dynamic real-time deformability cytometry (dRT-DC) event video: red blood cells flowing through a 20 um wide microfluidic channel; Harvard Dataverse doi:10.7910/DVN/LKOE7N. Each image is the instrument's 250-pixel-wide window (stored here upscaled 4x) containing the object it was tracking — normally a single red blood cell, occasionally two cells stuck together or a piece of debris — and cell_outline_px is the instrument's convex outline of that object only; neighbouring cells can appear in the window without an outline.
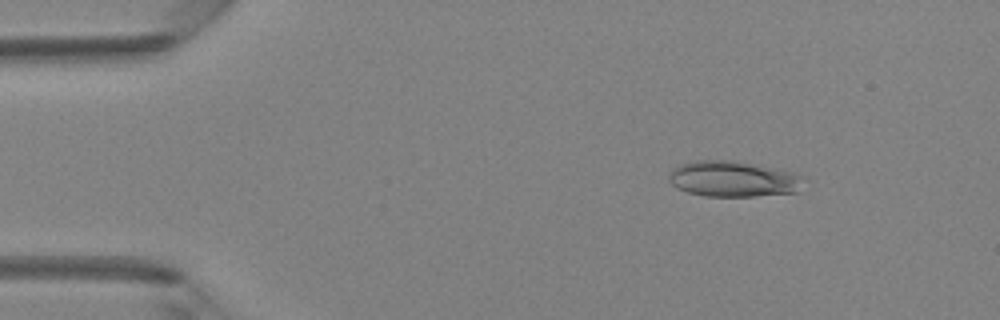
{"species": "Egyptian fruit bat (a non-hibernating species)", "species_latin": "Rousettus aegyptiacus", "temperature_condition": "room temperature", "stored_images_in_passage": 43, "camera_frame_rate_fps": 3000, "um_per_image_px": 0.085, "animal": {"sex": "female"}, "frame": {"image": 1, "passage_image": 2, "time_ms": 0.333, "image_size_px": [1000, 320], "cell_outline_px": [[804, 176], [800, 192], [756, 196], [704, 196], [688, 192], [676, 188], [668, 180], [668, 176], [672, 168], [680, 164], [696, 160], [732, 160], [756, 164], [792, 172]], "centroid_in_image_um": [62.32, 15.21], "position_along_channel_um": 22.7, "area_um2": 28.38}}
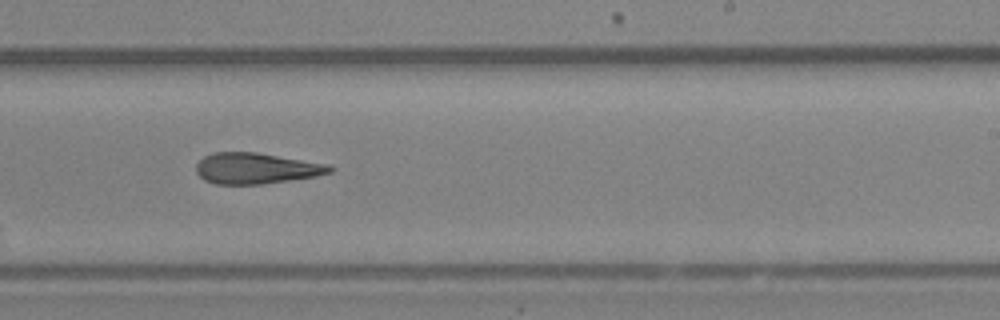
{"frame": {"image": 2, "passage_image": 25, "time_ms": 8.0, "image_size_px": [1000, 320], "cell_outline_px": [[336, 168], [332, 172], [316, 176], [260, 184], [216, 184], [204, 180], [196, 172], [196, 164], [204, 156], [212, 152], [256, 152], [328, 164]], "centroid_in_image_um": [21.76, 14.3], "position_along_channel_um": 267.2, "area_um2": 24.04}}
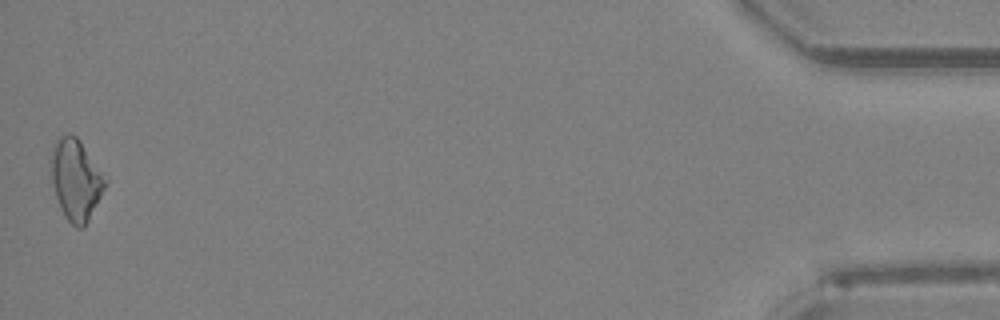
{"frame": {"image": 3, "passage_image": 43, "time_ms": 14.0, "image_size_px": [1000, 320], "cell_outline_px": [[108, 180], [84, 228], [76, 228], [64, 216], [60, 208], [52, 184], [48, 160], [56, 140], [60, 136], [68, 132], [76, 136], [108, 176]], "centroid_in_image_um": [6.43, 15.23], "position_along_channel_um": 428.8, "area_um2": 26.01}, "authors_computed_cell_mechanics": {"area_um2": 24.565, "velocity_mm_per_s": 4.222, "shape_relaxation_time_tau1_ms": null, "shape_relaxation_time_tau2_ms": 5.9359, "deformation_change_tau1": null, "deformation_change_tau2": 0.1767}}